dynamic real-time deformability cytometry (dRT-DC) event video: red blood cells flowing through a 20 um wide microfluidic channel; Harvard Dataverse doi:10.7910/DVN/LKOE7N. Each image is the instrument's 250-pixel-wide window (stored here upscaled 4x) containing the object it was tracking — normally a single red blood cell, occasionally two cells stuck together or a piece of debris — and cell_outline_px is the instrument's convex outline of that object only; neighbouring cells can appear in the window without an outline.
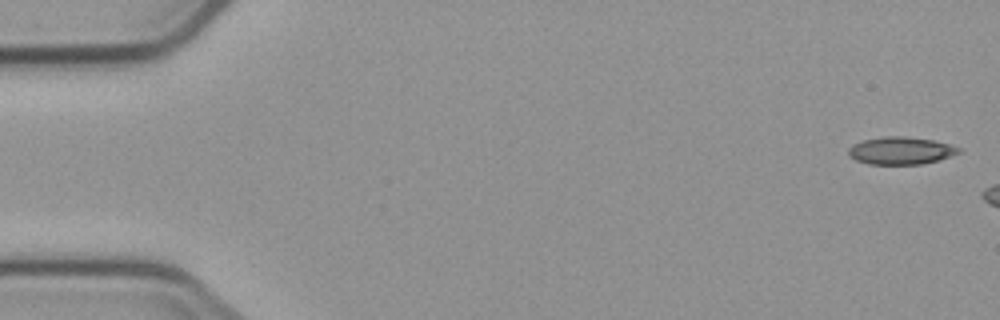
{"species": "common noctule bat (a hibernating species)", "species_latin": "Nyctalus noctula", "temperature_condition": "cold", "stored_images_in_passage": 3, "camera_frame_rate_fps": 3000, "um_per_image_px": 0.085, "animal": {"sex": "male", "body_mass_g": 23.1, "forearm_length_mm": 52.7}, "frame": {"image": 1, "passage_image": 1, "time_ms": 0.0, "image_size_px": [1000, 320], "cell_outline_px": [[960, 152], [940, 160], [920, 164], [868, 164], [856, 160], [848, 156], [848, 148], [852, 144], [864, 140], [884, 136], [904, 136], [932, 140], [948, 144], [960, 148]], "centroid_in_image_um": [76.53, 12.81], "position_along_channel_um": 8.5, "area_um2": 17.63}}